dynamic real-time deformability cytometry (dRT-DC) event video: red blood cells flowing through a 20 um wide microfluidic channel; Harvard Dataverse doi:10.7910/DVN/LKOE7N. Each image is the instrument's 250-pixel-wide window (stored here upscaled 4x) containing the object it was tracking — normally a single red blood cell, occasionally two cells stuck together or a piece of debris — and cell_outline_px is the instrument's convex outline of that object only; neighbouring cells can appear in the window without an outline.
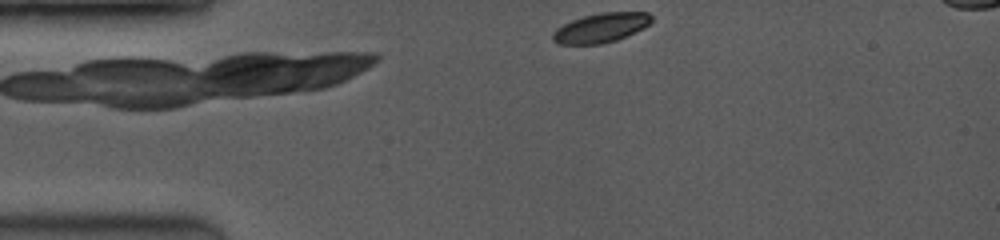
{"species": "common noctule bat (a hibernating species)", "species_latin": "Nyctalus noctula", "temperature_condition": "room temperature", "stored_images_in_passage": 40, "camera_frame_rate_fps": 3500, "um_per_image_px": 0.085, "animal": {"sex": "female", "body_mass_g": 19.0, "forearm_length_mm": 53.3}, "frame": {"image": 1, "passage_image": 1, "time_ms": 0.0, "image_size_px": [1000, 240], "cell_outline_px": [[652, 20], [644, 28], [616, 40], [600, 44], [560, 44], [552, 40], [552, 32], [556, 28], [572, 20], [584, 16], [600, 12], [648, 12], [652, 16]], "centroid_in_image_um": [51.07, 2.36], "position_along_channel_um": 33.9, "area_um2": 16.88}}
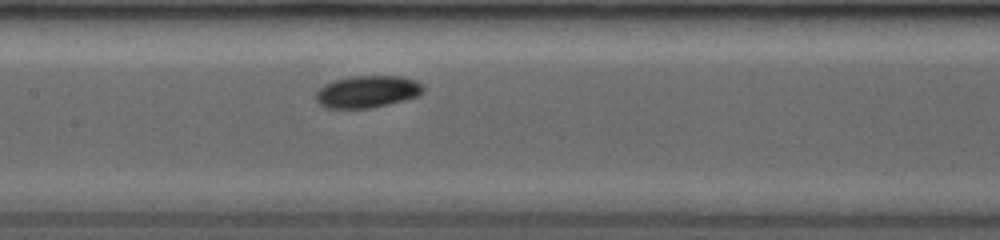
{"frame": {"image": 2, "passage_image": 17, "time_ms": 4.571, "image_size_px": [1000, 240], "cell_outline_px": [[424, 88], [416, 96], [404, 100], [372, 108], [324, 108], [316, 100], [316, 92], [324, 84], [336, 80], [352, 76], [400, 76], [416, 80], [424, 84]], "centroid_in_image_um": [31.21, 7.79], "position_along_channel_um": 176.2, "area_um2": 20.0}}
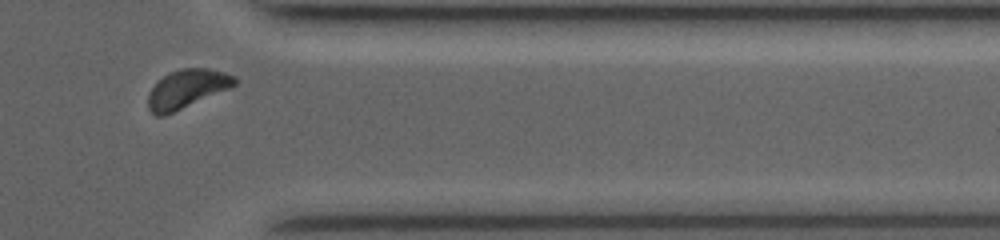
{"frame": {"image": 3, "passage_image": 36, "time_ms": 10.0, "image_size_px": [1000, 240], "cell_outline_px": [[236, 84], [228, 88], [164, 116], [156, 116], [148, 108], [148, 92], [168, 72], [180, 68], [208, 68], [224, 72], [236, 76]], "centroid_in_image_um": [15.86, 7.54], "position_along_channel_um": 395.5, "area_um2": 19.13}, "authors_computed_cell_mechanics": {"area_um2": 19.3341, "velocity_mm_per_s": 4.0531, "shape_relaxation_time_tau1_ms": 1.0984, "shape_relaxation_time_tau2_ms": null, "deformation_change_tau1": 0.0728, "deformation_change_tau2": null}}